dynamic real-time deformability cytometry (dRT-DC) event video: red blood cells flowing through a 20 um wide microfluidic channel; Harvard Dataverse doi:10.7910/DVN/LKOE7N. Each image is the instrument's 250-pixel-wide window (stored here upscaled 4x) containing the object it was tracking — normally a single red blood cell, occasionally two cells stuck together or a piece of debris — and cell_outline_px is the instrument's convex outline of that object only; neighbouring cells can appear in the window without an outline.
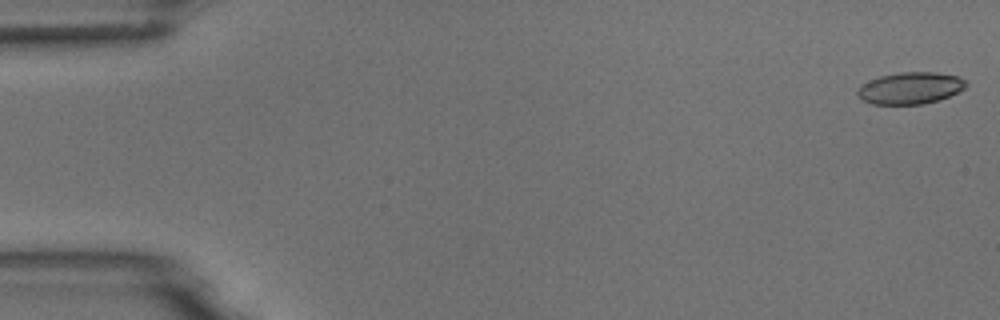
{"species": "common noctule bat (a hibernating species)", "species_latin": "Nyctalus noctula", "temperature_condition": "room temperature", "stored_images_in_passage": 54, "camera_frame_rate_fps": 3000, "um_per_image_px": 0.085, "animal": {"sex": "male", "body_mass_g": 18.8}, "frame": {"image": 1, "passage_image": 1, "time_ms": 0.0, "image_size_px": [1000, 320], "cell_outline_px": [[968, 84], [964, 88], [948, 96], [924, 104], [872, 104], [864, 100], [856, 92], [860, 84], [880, 76], [900, 72], [936, 72], [956, 76], [964, 80]], "centroid_in_image_um": [77.35, 7.48], "position_along_channel_um": 7.7, "area_um2": 19.88}}
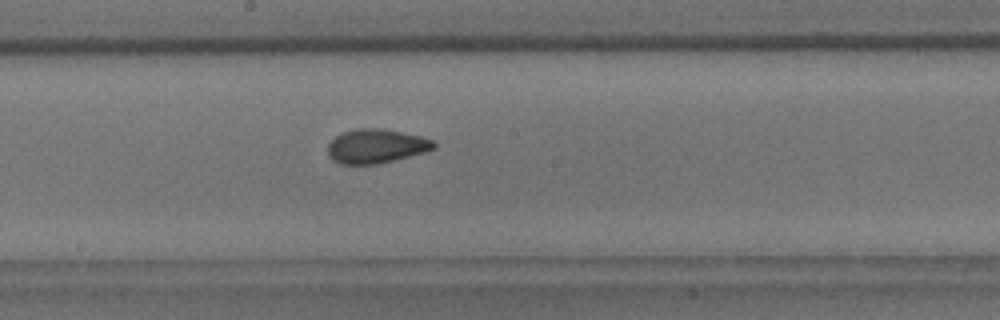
{"frame": {"image": 2, "passage_image": 29, "time_ms": 9.333, "image_size_px": [1000, 320], "cell_outline_px": [[436, 148], [424, 152], [376, 164], [340, 164], [332, 160], [328, 156], [328, 144], [336, 136], [344, 132], [356, 128], [380, 128], [420, 136], [436, 140]], "centroid_in_image_um": [31.96, 12.42], "position_along_channel_um": 216.2, "area_um2": 20.98}}
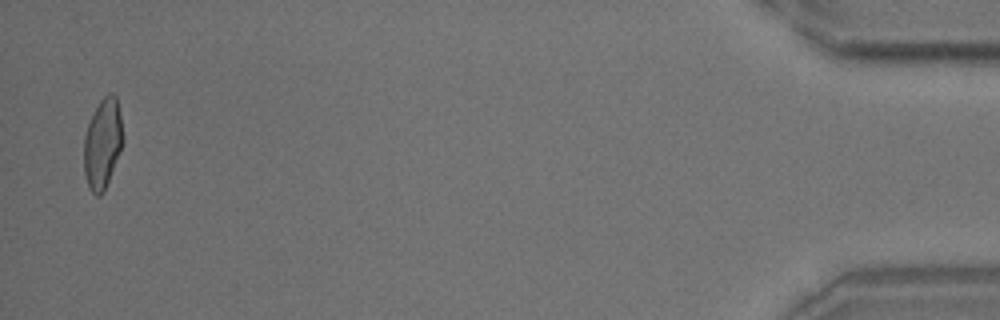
{"frame": {"image": 3, "passage_image": 53, "time_ms": 17.333, "image_size_px": [1000, 320], "cell_outline_px": [[124, 140], [104, 192], [100, 196], [96, 196], [88, 188], [84, 176], [84, 136], [88, 124], [100, 100], [108, 92], [112, 92], [116, 96], [120, 116]], "centroid_in_image_um": [8.71, 12.23], "position_along_channel_um": 426.5, "area_um2": 20.46}, "authors_computed_cell_mechanics": {"area_um2": 20.7502, "velocity_mm_per_s": 3.7309, "shape_relaxation_time_tau1_ms": 6.2941, "shape_relaxation_time_tau2_ms": 1.4823, "deformation_change_tau1": 0.1623, "deformation_change_tau2": 0.0756}}